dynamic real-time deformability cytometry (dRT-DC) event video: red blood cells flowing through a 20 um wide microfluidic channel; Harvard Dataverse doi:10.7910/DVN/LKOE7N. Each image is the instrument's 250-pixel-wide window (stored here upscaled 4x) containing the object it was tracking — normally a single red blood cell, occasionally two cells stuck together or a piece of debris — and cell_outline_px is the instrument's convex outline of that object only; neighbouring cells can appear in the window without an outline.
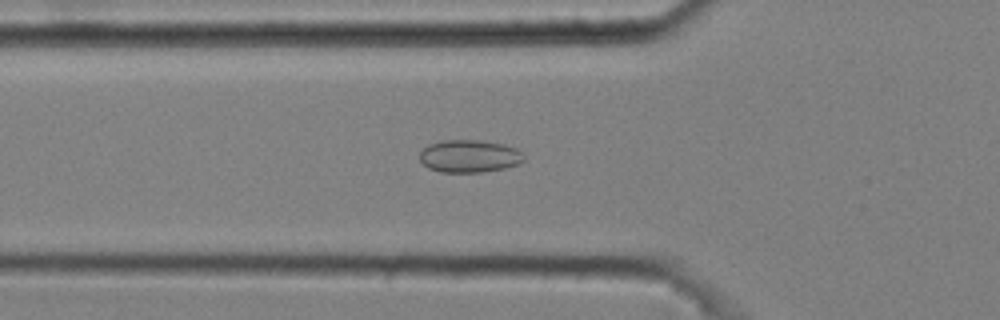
{"species": "common noctule bat (a hibernating species)", "species_latin": "Nyctalus noctula", "temperature_condition": "cold", "stored_images_in_passage": 52, "camera_frame_rate_fps": 3000, "um_per_image_px": 0.085, "animal": {"sex": "male", "body_mass_g": 20.4}, "frame": {"image": 1, "passage_image": 18, "time_ms": 5.667, "image_size_px": [1000, 320], "cell_outline_px": [[524, 160], [520, 164], [504, 168], [484, 172], [440, 172], [428, 168], [420, 160], [420, 152], [428, 144], [440, 140], [480, 140], [504, 144], [516, 148], [524, 156]], "centroid_in_image_um": [39.89, 13.27], "position_along_channel_um": 85.9, "area_um2": 19.94}}
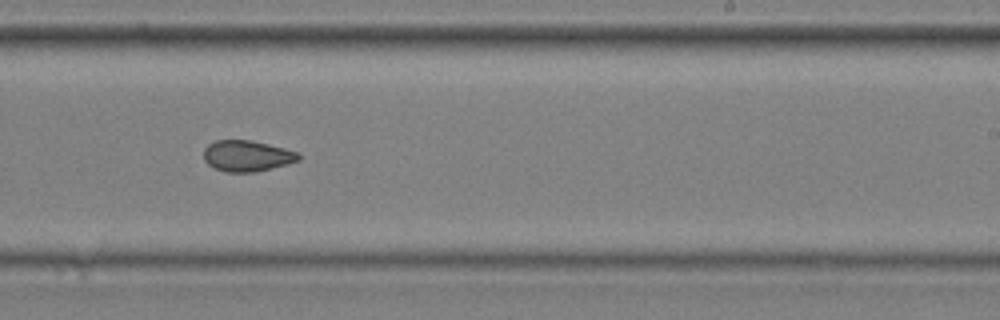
{"frame": {"image": 2, "passage_image": 33, "time_ms": 10.667, "image_size_px": [1000, 320], "cell_outline_px": [[300, 160], [288, 164], [256, 172], [228, 172], [216, 168], [208, 164], [204, 160], [204, 148], [208, 144], [216, 140], [252, 140], [300, 152]], "centroid_in_image_um": [21.02, 13.24], "position_along_channel_um": 268.0, "area_um2": 17.22}}
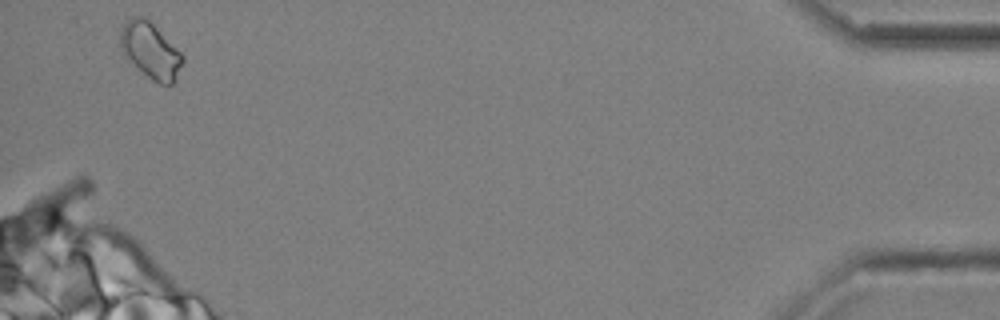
{"frame": {"image": 3, "passage_image": 51, "time_ms": 16.667, "image_size_px": [1000, 320], "cell_outline_px": [[184, 60], [176, 80], [172, 84], [160, 84], [152, 80], [128, 60], [120, 44], [120, 32], [124, 24], [128, 20], [136, 16], [144, 16], [184, 56]], "centroid_in_image_um": [12.8, 4.32], "position_along_channel_um": 422.4, "area_um2": 19.77}, "authors_computed_cell_mechanics": {"area_um2": 18.1781, "velocity_mm_per_s": 3.6371, "shape_relaxation_time_tau1_ms": null, "shape_relaxation_time_tau2_ms": 2.3093, "deformation_change_tau1": null, "deformation_change_tau2": 0.0772}}